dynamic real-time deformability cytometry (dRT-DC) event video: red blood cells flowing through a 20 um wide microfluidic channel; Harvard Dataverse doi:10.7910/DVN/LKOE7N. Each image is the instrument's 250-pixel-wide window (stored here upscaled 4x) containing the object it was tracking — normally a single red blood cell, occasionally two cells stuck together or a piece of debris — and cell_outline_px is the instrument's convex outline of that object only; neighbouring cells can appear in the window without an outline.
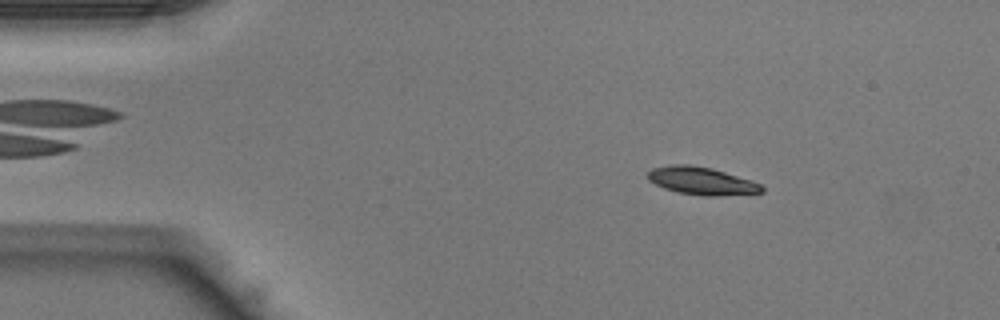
{"species": "Egyptian fruit bat (a non-hibernating species)", "species_latin": "Rousettus aegyptiacus", "temperature_condition": "warm", "stored_images_in_passage": 42, "camera_frame_rate_fps": 3000, "um_per_image_px": 0.085, "animal": {"sex": "male"}, "frame": {"image": 1, "passage_image": 6, "time_ms": 1.667, "image_size_px": [1000, 320], "cell_outline_px": [[764, 192], [720, 196], [704, 196], [676, 192], [664, 188], [648, 180], [648, 172], [652, 168], [672, 164], [688, 164], [712, 168], [752, 180], [760, 184], [764, 188]], "centroid_in_image_um": [59.64, 15.38], "position_along_channel_um": 25.4, "area_um2": 18.5}}
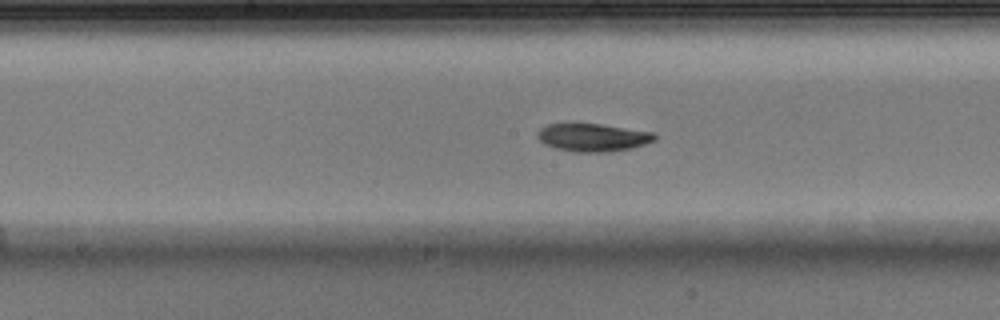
{"frame": {"image": 2, "passage_image": 21, "time_ms": 6.667, "image_size_px": [1000, 320], "cell_outline_px": [[656, 140], [632, 148], [608, 152], [576, 152], [556, 148], [544, 144], [536, 136], [536, 132], [540, 128], [548, 124], [572, 120], [656, 132]], "centroid_in_image_um": [50.35, 11.63], "position_along_channel_um": 197.9, "area_um2": 19.88}}
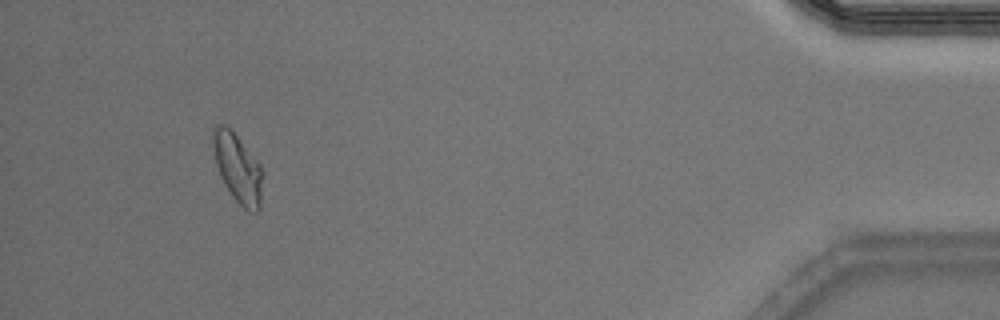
{"frame": {"image": 3, "passage_image": 39, "time_ms": 12.667, "image_size_px": [1000, 320], "cell_outline_px": [[264, 176], [260, 208], [256, 212], [248, 212], [232, 196], [224, 184], [220, 176], [216, 164], [212, 140], [212, 128], [216, 124], [224, 124], [236, 136], [260, 164], [264, 172]], "centroid_in_image_um": [20.22, 14.32], "position_along_channel_um": 415.0, "area_um2": 20.0}}